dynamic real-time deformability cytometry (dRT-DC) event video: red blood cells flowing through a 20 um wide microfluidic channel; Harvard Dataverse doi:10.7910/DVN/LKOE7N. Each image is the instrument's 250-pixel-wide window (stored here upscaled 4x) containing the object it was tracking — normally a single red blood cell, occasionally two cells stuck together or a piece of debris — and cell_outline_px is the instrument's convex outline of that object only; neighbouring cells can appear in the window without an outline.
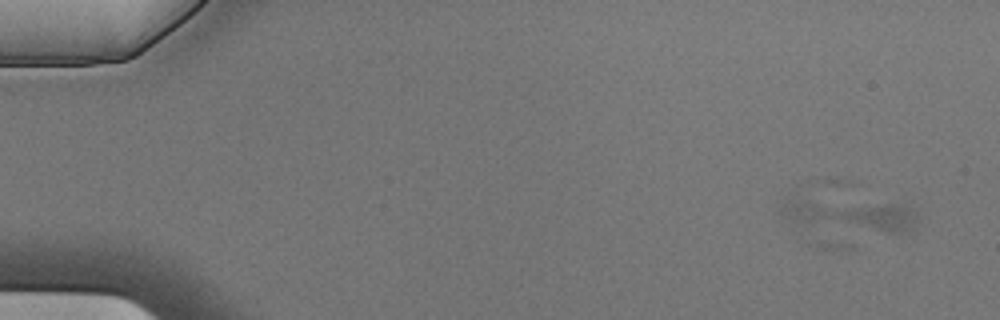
{"species": "Egyptian fruit bat (a non-hibernating species)", "species_latin": "Rousettus aegyptiacus", "temperature_condition": "cold", "stored_images_in_passage": 3, "camera_frame_rate_fps": 3000, "um_per_image_px": 0.085, "animal": {"sex": "male"}, "frame": {"image": 1, "passage_image": 1, "time_ms": 0.0, "image_size_px": [1000, 320], "cell_outline_px": [[916, 228], [912, 232], [796, 232], [780, 220], [776, 212], [780, 204], [788, 200], [804, 200], [908, 204], [916, 212]], "centroid_in_image_um": [71.97, 18.42], "position_along_channel_um": 13.0, "area_um2": 28.84}}